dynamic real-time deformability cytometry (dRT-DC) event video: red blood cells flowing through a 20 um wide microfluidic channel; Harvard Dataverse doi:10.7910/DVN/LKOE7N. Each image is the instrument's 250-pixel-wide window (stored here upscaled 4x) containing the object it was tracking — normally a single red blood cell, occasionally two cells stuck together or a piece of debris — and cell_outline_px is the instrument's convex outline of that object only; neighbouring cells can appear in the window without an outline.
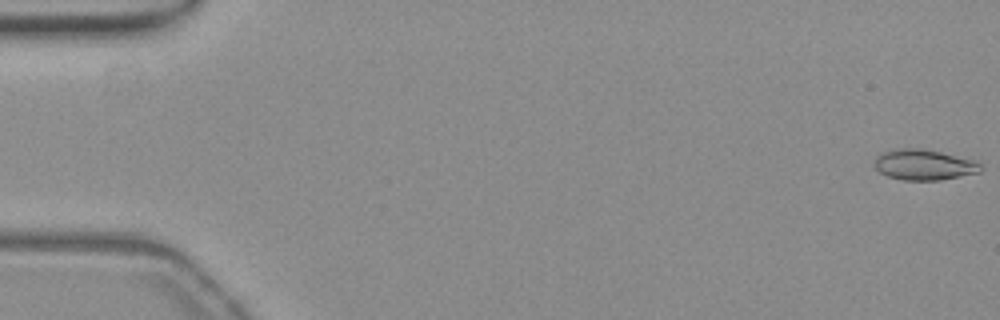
{"species": "common noctule bat (a hibernating species)", "species_latin": "Nyctalus noctula", "temperature_condition": "warm", "stored_images_in_passage": 10, "camera_frame_rate_fps": 3000, "um_per_image_px": 0.085, "animal": {"sex": "female", "body_mass_g": 19.3, "forearm_length_mm": 54.1}, "frame": {"image": 1, "passage_image": 1, "time_ms": 0.0, "image_size_px": [1000, 320], "cell_outline_px": [[984, 168], [980, 172], [940, 180], [904, 180], [888, 176], [880, 172], [872, 164], [876, 156], [880, 152], [896, 148], [920, 148], [940, 152], [976, 160]], "centroid_in_image_um": [78.52, 13.99], "position_along_channel_um": 6.5, "area_um2": 19.13}}